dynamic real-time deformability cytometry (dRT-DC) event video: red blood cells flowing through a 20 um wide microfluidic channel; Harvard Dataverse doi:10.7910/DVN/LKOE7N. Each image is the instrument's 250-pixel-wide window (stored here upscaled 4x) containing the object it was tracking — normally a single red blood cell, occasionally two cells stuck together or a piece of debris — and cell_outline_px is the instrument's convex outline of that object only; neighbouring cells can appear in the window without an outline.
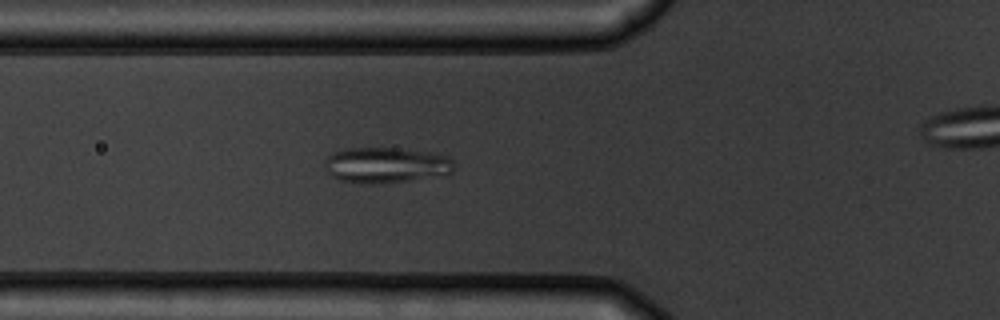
{"species": "common noctule bat (a hibernating species)", "species_latin": "Nyctalus noctula", "temperature_condition": "warm", "stored_images_in_passage": 3, "camera_frame_rate_fps": 3000, "um_per_image_px": 0.085, "animal": {"sex": "male", "body_mass_g": 19.5, "forearm_length_mm": 54.6}, "frame": {"image": 1, "passage_image": 2, "time_ms": 1.0, "image_size_px": [1000, 320], "cell_outline_px": [[452, 172], [448, 176], [380, 184], [372, 184], [340, 180], [332, 176], [324, 168], [324, 160], [332, 152], [352, 148], [396, 148], [432, 152], [448, 156], [452, 160]], "centroid_in_image_um": [32.85, 14.04], "position_along_channel_um": 93.0, "area_um2": 27.28}}